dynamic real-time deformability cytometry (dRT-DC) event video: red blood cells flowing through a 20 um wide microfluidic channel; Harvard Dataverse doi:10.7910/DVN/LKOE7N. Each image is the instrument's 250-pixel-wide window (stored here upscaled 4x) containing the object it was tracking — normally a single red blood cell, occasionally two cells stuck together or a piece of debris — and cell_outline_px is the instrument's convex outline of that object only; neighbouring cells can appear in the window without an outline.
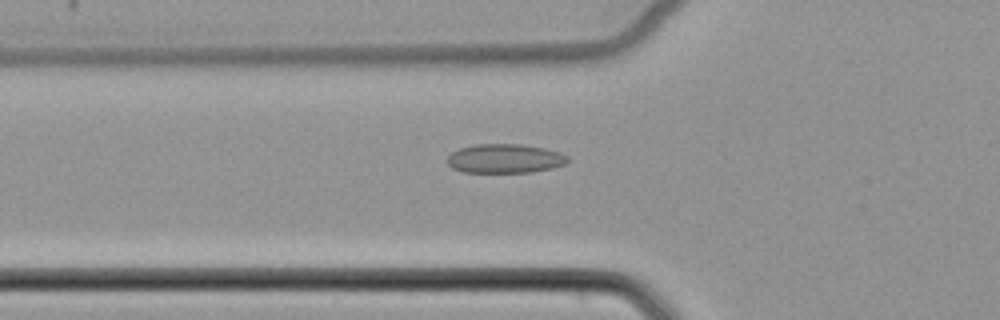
{"species": "common noctule bat (a hibernating species)", "species_latin": "Nyctalus noctula", "temperature_condition": "cold", "stored_images_in_passage": 52, "camera_frame_rate_fps": 3000, "um_per_image_px": 0.085, "animal": {"sex": "female", "body_mass_g": 22.7, "forearm_length_mm": 54.2}, "frame": {"image": 1, "passage_image": 19, "time_ms": 6.0, "image_size_px": [1000, 320], "cell_outline_px": [[572, 160], [564, 164], [552, 168], [532, 172], [460, 172], [452, 168], [448, 164], [448, 156], [452, 152], [460, 148], [476, 144], [524, 144], [544, 148], [560, 152], [568, 156]], "centroid_in_image_um": [42.94, 13.47], "position_along_channel_um": 82.9, "area_um2": 20.58}}
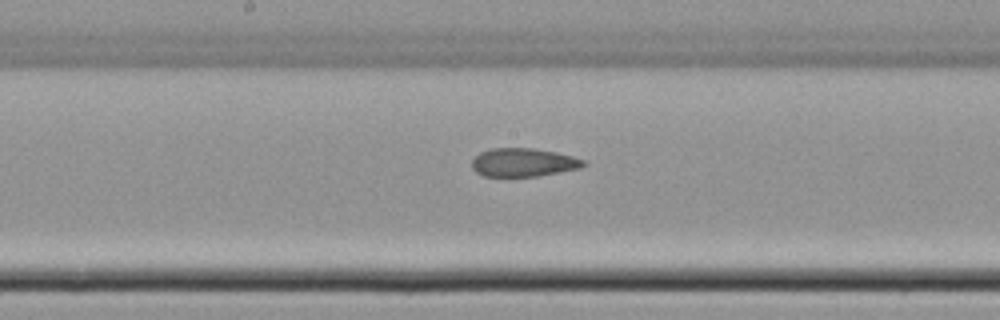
{"frame": {"image": 2, "passage_image": 28, "time_ms": 9.0, "image_size_px": [1000, 320], "cell_outline_px": [[588, 164], [580, 168], [536, 176], [484, 176], [476, 172], [472, 168], [472, 160], [480, 152], [492, 148], [532, 148], [556, 152], [588, 160]], "centroid_in_image_um": [44.52, 13.8], "position_along_channel_um": 203.7, "area_um2": 18.5}}
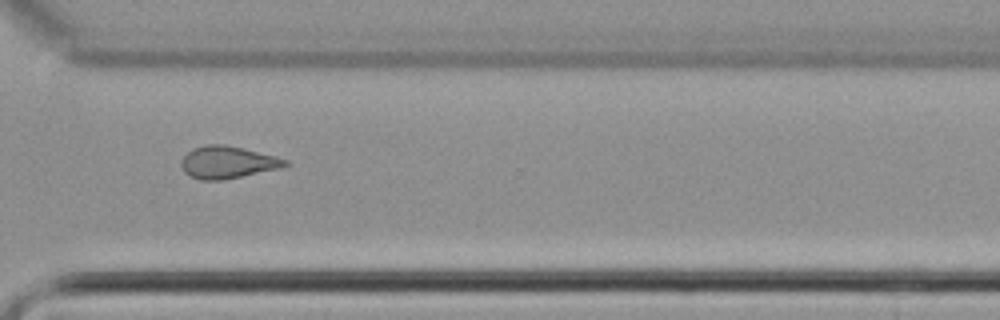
{"frame": {"image": 3, "passage_image": 39, "time_ms": 12.667, "image_size_px": [1000, 320], "cell_outline_px": [[292, 164], [280, 168], [224, 180], [200, 180], [188, 176], [184, 172], [180, 164], [180, 160], [192, 148], [208, 144], [224, 144], [244, 148], [276, 156], [288, 160]], "centroid_in_image_um": [19.34, 13.79], "position_along_channel_um": 351.3, "area_um2": 19.83}}